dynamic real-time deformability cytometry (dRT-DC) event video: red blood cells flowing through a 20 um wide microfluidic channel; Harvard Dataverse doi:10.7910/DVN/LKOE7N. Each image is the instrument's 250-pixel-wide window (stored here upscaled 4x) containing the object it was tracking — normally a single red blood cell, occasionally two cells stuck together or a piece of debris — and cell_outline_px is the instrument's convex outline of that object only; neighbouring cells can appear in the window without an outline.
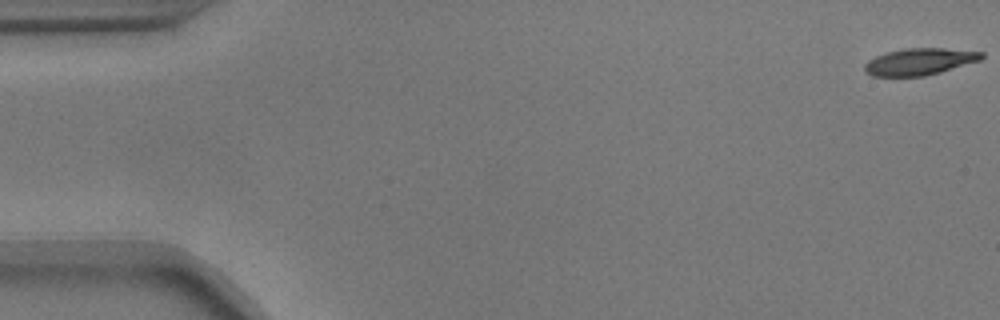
{"species": "common noctule bat (a hibernating species)", "species_latin": "Nyctalus noctula", "temperature_condition": "warm", "stored_images_in_passage": 7, "camera_frame_rate_fps": 3000, "um_per_image_px": 0.085, "animal": {"sex": "male", "body_mass_g": 17.9}, "frame": {"image": 1, "passage_image": 1, "time_ms": 0.0, "image_size_px": [1000, 320], "cell_outline_px": [[984, 56], [980, 60], [940, 72], [924, 76], [872, 76], [864, 72], [864, 64], [868, 60], [884, 52], [904, 48], [944, 48], [984, 52]], "centroid_in_image_um": [78.12, 5.23], "position_along_channel_um": 6.9, "area_um2": 18.32}}